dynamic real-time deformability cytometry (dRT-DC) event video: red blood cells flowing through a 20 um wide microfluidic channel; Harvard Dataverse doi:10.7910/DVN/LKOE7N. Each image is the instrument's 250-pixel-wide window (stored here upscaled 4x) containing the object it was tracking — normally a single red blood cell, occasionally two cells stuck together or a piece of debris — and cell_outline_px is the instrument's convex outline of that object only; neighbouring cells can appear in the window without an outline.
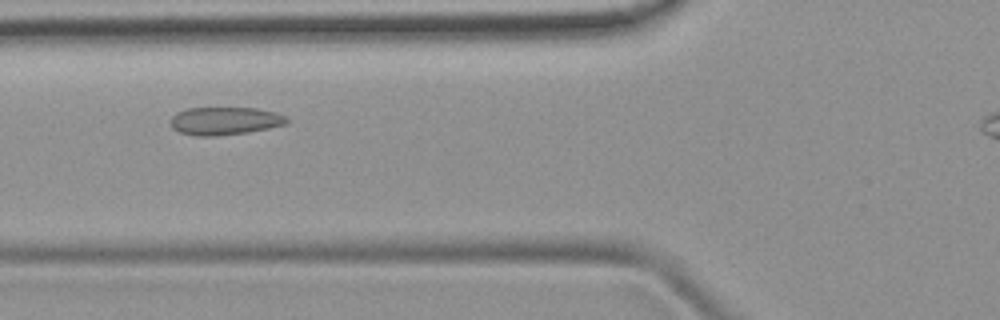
{"species": "common noctule bat (a hibernating species)", "species_latin": "Nyctalus noctula", "temperature_condition": "room temperature", "stored_images_in_passage": 27, "camera_frame_rate_fps": 3000, "um_per_image_px": 0.085, "animal": {"sex": "female", "body_mass_g": 19.9}, "frame": {"image": 1, "passage_image": 4, "time_ms": 1.0, "image_size_px": [1000, 320], "cell_outline_px": [[288, 124], [248, 132], [216, 136], [196, 136], [180, 132], [172, 128], [172, 116], [176, 112], [188, 108], [256, 108], [276, 112], [284, 116], [288, 120]], "centroid_in_image_um": [19.12, 10.28], "position_along_channel_um": 106.7, "area_um2": 18.84}}
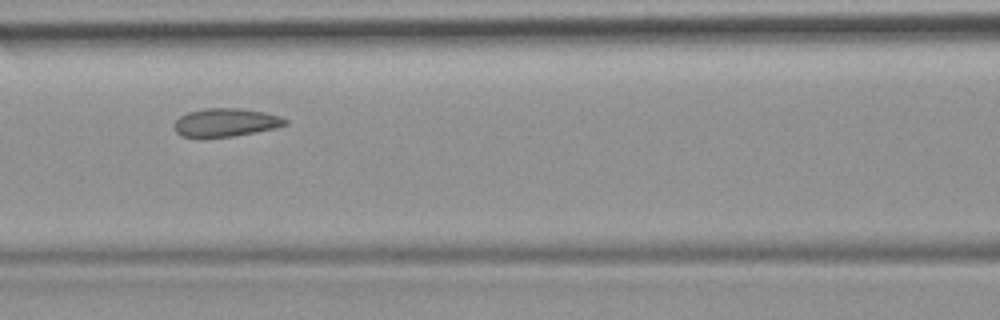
{"frame": {"image": 2, "passage_image": 7, "time_ms": 2.0, "image_size_px": [1000, 320], "cell_outline_px": [[288, 124], [276, 128], [232, 136], [180, 136], [172, 128], [172, 124], [180, 116], [188, 112], [204, 108], [236, 108], [264, 112], [280, 116], [288, 120]], "centroid_in_image_um": [19.17, 10.39], "position_along_channel_um": 147.4, "area_um2": 18.15}}
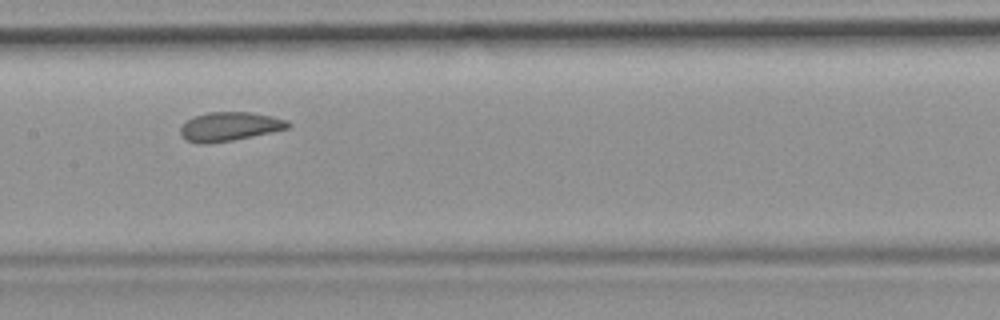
{"frame": {"image": 3, "passage_image": 10, "time_ms": 3.0, "image_size_px": [1000, 320], "cell_outline_px": [[292, 124], [288, 128], [252, 136], [232, 140], [208, 144], [200, 144], [184, 140], [180, 136], [180, 128], [188, 120], [196, 116], [208, 112], [252, 112], [272, 116], [288, 120]], "centroid_in_image_um": [19.5, 10.76], "position_along_channel_um": 187.9, "area_um2": 18.15}}